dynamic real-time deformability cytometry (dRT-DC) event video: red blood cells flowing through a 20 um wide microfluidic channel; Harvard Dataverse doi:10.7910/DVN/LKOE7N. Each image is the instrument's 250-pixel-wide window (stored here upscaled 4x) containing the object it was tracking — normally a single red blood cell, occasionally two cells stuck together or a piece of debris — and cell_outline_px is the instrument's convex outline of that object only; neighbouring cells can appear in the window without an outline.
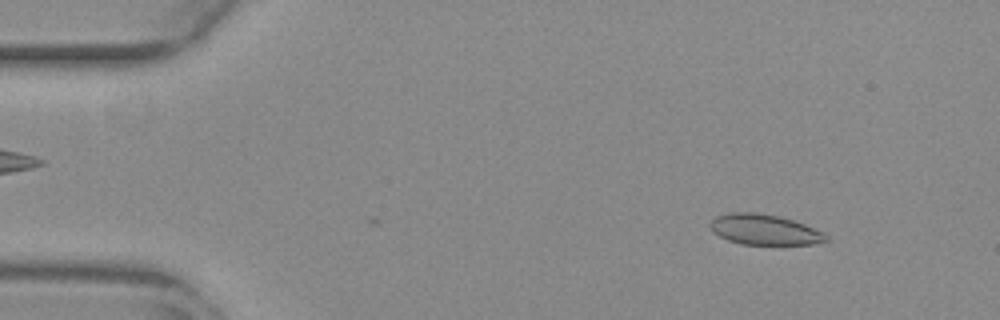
{"species": "common noctule bat (a hibernating species)", "species_latin": "Nyctalus noctula", "temperature_condition": "warm", "stored_images_in_passage": 3, "camera_frame_rate_fps": 3000, "um_per_image_px": 0.085, "animal": {"sex": "female", "body_mass_g": 29.2, "forearm_length_mm": 56.3}, "frame": {"image": 1, "passage_image": 3, "time_ms": 0.667, "image_size_px": [1000, 320], "cell_outline_px": [[832, 240], [812, 244], [740, 244], [728, 240], [712, 232], [708, 224], [716, 216], [728, 212], [756, 212], [780, 216], [804, 224], [824, 232]], "centroid_in_image_um": [64.97, 19.51], "position_along_channel_um": 20.0, "area_um2": 20.75}}